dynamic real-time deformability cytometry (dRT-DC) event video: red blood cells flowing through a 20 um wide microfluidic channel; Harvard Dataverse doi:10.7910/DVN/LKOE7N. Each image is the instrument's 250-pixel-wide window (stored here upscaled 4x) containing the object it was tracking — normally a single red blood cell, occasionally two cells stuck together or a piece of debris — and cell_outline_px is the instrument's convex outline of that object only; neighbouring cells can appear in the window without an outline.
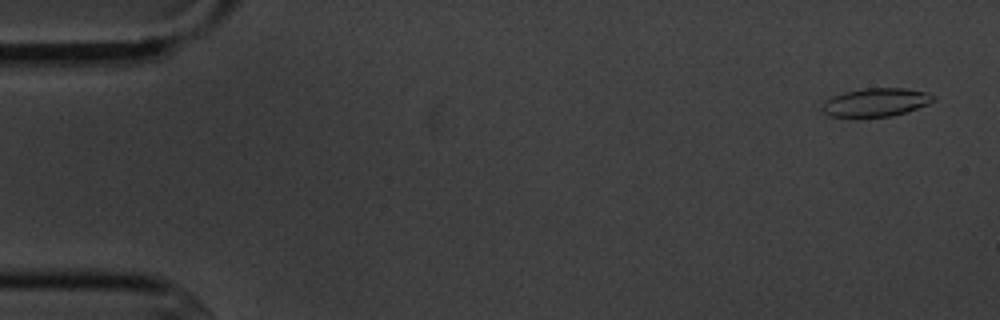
{"species": "common noctule bat (a hibernating species)", "species_latin": "Nyctalus noctula", "temperature_condition": "cold", "stored_images_in_passage": 4, "camera_frame_rate_fps": 3000, "um_per_image_px": 0.085, "animal": {"sex": "male", "body_mass_g": 20.1, "forearm_length_mm": 53.5}, "frame": {"image": 1, "passage_image": 1, "time_ms": 0.0, "image_size_px": [1000, 320], "cell_outline_px": [[932, 100], [928, 104], [892, 116], [832, 116], [824, 112], [820, 108], [824, 100], [832, 96], [844, 92], [864, 88], [904, 88], [928, 92], [932, 96]], "centroid_in_image_um": [74.4, 8.68], "position_along_channel_um": 10.6, "area_um2": 18.03}}